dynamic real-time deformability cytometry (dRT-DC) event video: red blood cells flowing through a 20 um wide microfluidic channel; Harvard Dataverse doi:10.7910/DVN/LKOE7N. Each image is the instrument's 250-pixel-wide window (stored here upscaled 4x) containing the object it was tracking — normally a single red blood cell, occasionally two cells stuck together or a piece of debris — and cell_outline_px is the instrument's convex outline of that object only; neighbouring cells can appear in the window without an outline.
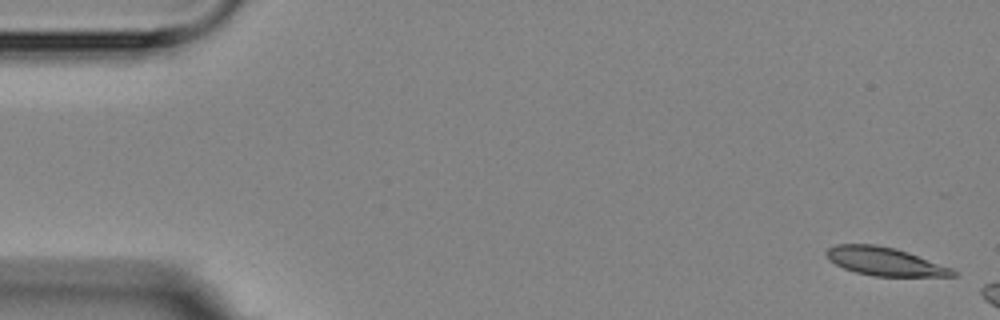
{"species": "Egyptian fruit bat (a non-hibernating species)", "species_latin": "Rousettus aegyptiacus", "temperature_condition": "room temperature", "stored_images_in_passage": 5, "segment_of_instrument_passage": [2, 2], "camera_frame_rate_fps": 3000, "um_per_image_px": 0.085, "animal": {"sex": "female"}, "frame": {"image": 1, "passage_image": 5, "time_ms": 6.333, "image_size_px": [1000, 320], "cell_outline_px": [[956, 276], [872, 276], [856, 272], [844, 268], [828, 260], [824, 252], [828, 248], [836, 244], [876, 244], [908, 252], [952, 268], [956, 272]], "centroid_in_image_um": [75.17, 22.22], "position_along_channel_um": 9.8, "area_um2": 20.75}}